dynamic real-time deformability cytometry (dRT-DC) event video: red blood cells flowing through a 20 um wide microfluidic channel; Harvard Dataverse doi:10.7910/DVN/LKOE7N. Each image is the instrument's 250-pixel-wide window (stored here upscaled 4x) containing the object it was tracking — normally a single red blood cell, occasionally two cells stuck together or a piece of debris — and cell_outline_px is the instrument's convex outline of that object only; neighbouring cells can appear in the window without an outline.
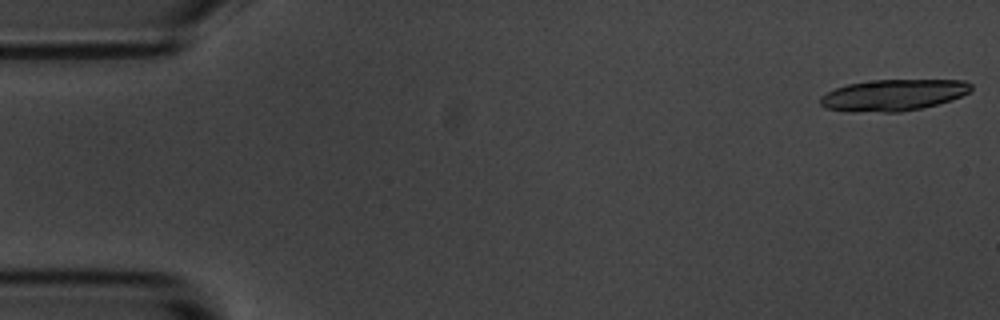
{"species": "common noctule bat (a hibernating species)", "species_latin": "Nyctalus noctula", "temperature_condition": "room temperature", "stored_images_in_passage": 18, "camera_frame_rate_fps": 3000, "um_per_image_px": 0.085, "animal": {"sex": "male", "body_mass_g": 20.1, "forearm_length_mm": 53.5}, "frame": {"image": 1, "passage_image": 1, "time_ms": 0.0, "image_size_px": [1000, 320], "cell_outline_px": [[972, 88], [968, 92], [952, 100], [920, 108], [900, 112], [884, 112], [828, 108], [820, 104], [820, 96], [836, 88], [848, 84], [872, 80], [964, 80], [972, 84]], "centroid_in_image_um": [75.98, 8.06], "position_along_channel_um": 9.0, "area_um2": 26.99}}